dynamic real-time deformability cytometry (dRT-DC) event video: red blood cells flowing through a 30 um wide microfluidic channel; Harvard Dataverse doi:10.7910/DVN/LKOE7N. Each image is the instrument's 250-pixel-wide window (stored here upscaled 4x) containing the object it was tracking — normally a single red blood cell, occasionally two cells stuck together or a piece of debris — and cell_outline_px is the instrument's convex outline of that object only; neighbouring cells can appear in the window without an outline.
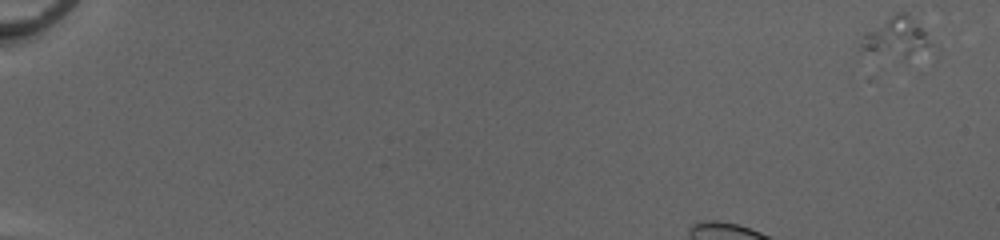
{"species": "common noctule bat (a hibernating species)", "species_latin": "Nyctalus noctula", "temperature_condition": "cold", "stored_images_in_passage": 44, "segment_of_instrument_passage": [1, 2], "camera_frame_rate_fps": 3000, "um_per_image_px": 0.085, "animal": {"sex": "female", "body_mass_g": 20.0, "forearm_length_mm": 54.0}, "frame": {"image": 1, "passage_image": 1, "time_ms": 0.0, "image_size_px": [1000, 240], "cell_outline_px": [[932, 44], [904, 60], [900, 60], [856, 48], [864, 32], [896, 12], [908, 12], [924, 32]], "centroid_in_image_um": [76.09, 3.18], "position_along_channel_um": 8.9, "area_um2": 16.24}}
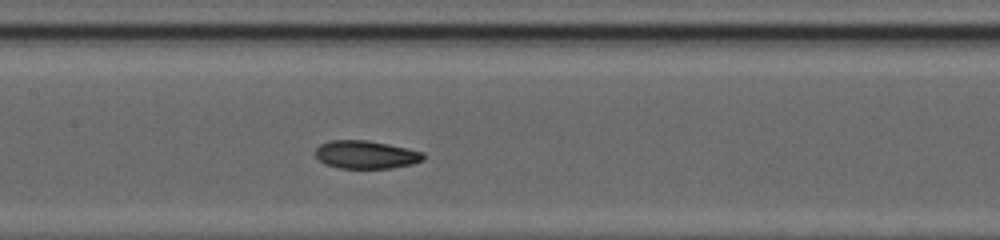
{"frame": {"image": 2, "passage_image": 22, "time_ms": 7.0, "image_size_px": [1000, 240], "cell_outline_px": [[424, 160], [412, 164], [392, 168], [336, 168], [324, 164], [316, 156], [316, 148], [320, 144], [328, 140], [368, 140], [388, 144], [424, 152]], "centroid_in_image_um": [31.09, 13.14], "position_along_channel_um": 176.3, "area_um2": 17.74}}
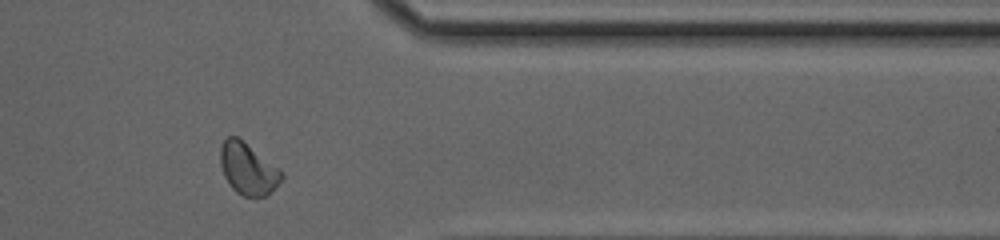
{"frame": {"image": 3, "passage_image": 38, "time_ms": 12.333, "image_size_px": [1000, 240], "cell_outline_px": [[284, 176], [264, 196], [244, 196], [236, 192], [232, 188], [224, 176], [220, 164], [220, 148], [224, 140], [228, 136], [236, 136], [280, 168]], "centroid_in_image_um": [21.04, 14.33], "position_along_channel_um": 390.4, "area_um2": 18.03}}